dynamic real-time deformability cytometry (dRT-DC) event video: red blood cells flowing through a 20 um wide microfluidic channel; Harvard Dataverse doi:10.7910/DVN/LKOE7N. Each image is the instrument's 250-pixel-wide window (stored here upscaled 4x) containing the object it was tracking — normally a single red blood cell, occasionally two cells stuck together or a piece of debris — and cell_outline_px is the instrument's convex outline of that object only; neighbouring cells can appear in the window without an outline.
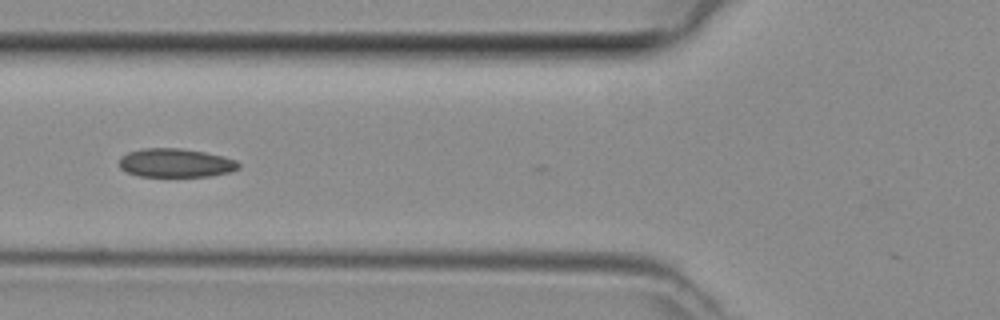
{"species": "common noctule bat (a hibernating species)", "species_latin": "Nyctalus noctula", "temperature_condition": "room temperature", "stored_images_in_passage": 27, "camera_frame_rate_fps": 3000, "um_per_image_px": 0.085, "animal": {"sex": "female", "body_mass_g": 29.2, "forearm_length_mm": 56.3}, "frame": {"image": 1, "passage_image": 2, "time_ms": 0.333, "image_size_px": [1000, 320], "cell_outline_px": [[240, 168], [228, 172], [212, 176], [140, 176], [128, 172], [120, 168], [120, 160], [128, 152], [144, 148], [180, 148], [204, 152], [224, 156], [236, 160], [240, 164]], "centroid_in_image_um": [14.97, 13.84], "position_along_channel_um": 110.8, "area_um2": 19.83}}
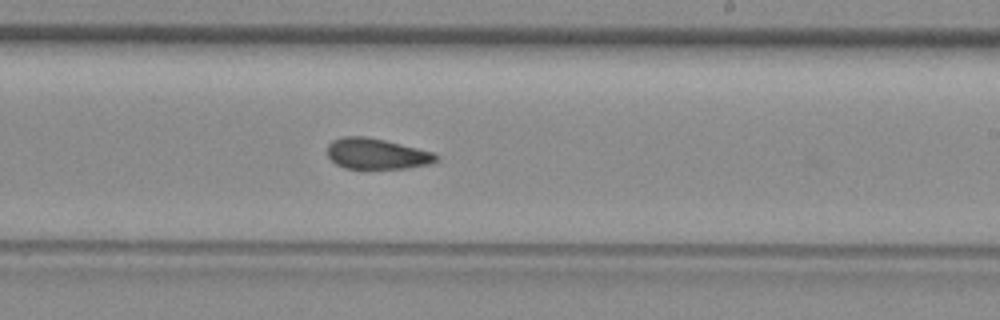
{"frame": {"image": 2, "passage_image": 12, "time_ms": 3.667, "image_size_px": [1000, 320], "cell_outline_px": [[440, 156], [432, 164], [408, 168], [344, 168], [336, 164], [328, 156], [328, 144], [332, 140], [344, 136], [364, 136], [384, 140], [432, 152]], "centroid_in_image_um": [32.01, 13.07], "position_along_channel_um": 257.0, "area_um2": 19.36}}
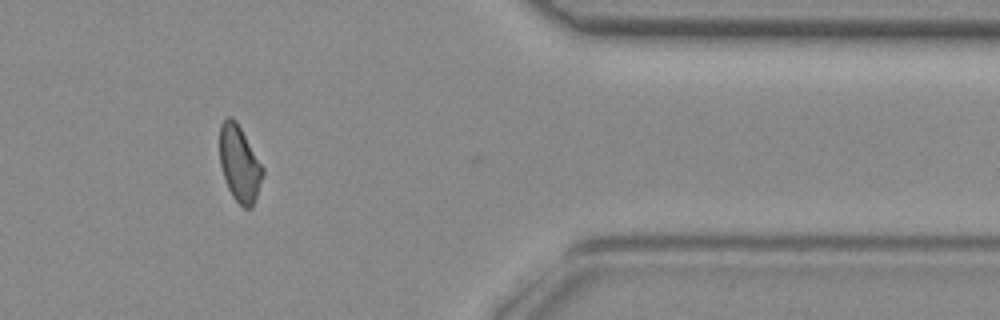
{"frame": {"image": 3, "passage_image": 23, "time_ms": 7.333, "image_size_px": [1000, 320], "cell_outline_px": [[264, 172], [252, 208], [244, 208], [232, 196], [228, 188], [220, 164], [220, 124], [228, 116], [232, 116], [236, 120], [264, 168]], "centroid_in_image_um": [20.35, 13.9], "position_along_channel_um": 391.0, "area_um2": 18.9}}